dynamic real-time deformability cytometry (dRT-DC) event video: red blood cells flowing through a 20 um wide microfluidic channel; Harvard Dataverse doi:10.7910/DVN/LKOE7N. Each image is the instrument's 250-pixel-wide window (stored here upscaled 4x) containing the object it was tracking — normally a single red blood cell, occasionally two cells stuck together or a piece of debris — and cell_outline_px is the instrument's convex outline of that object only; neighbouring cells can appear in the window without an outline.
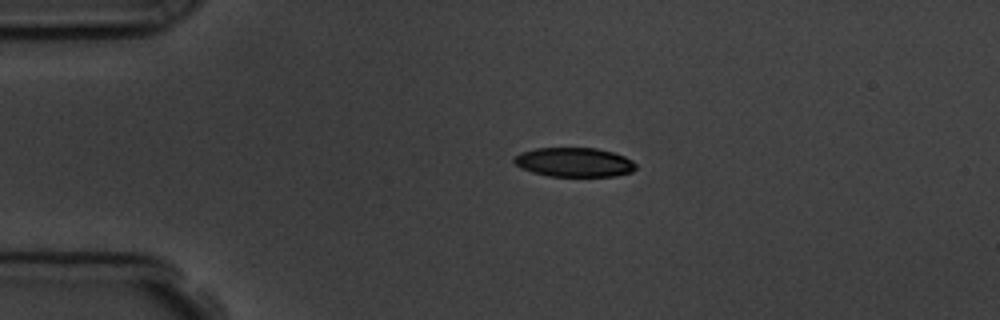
{"species": "common noctule bat (a hibernating species)", "species_latin": "Nyctalus noctula", "temperature_condition": "room temperature", "stored_images_in_passage": 2, "camera_frame_rate_fps": 3000, "um_per_image_px": 0.085, "animal": {"sex": "male", "body_mass_g": 19.5, "forearm_length_mm": 54.6}, "frame": {"image": 1, "passage_image": 1, "time_ms": 0.0, "image_size_px": [1000, 320], "cell_outline_px": [[636, 168], [632, 172], [616, 176], [548, 176], [532, 172], [520, 168], [512, 160], [512, 156], [520, 152], [536, 148], [596, 148], [612, 152], [624, 156], [632, 160], [636, 164]], "centroid_in_image_um": [48.78, 13.79], "position_along_channel_um": 36.2, "area_um2": 20.92}}